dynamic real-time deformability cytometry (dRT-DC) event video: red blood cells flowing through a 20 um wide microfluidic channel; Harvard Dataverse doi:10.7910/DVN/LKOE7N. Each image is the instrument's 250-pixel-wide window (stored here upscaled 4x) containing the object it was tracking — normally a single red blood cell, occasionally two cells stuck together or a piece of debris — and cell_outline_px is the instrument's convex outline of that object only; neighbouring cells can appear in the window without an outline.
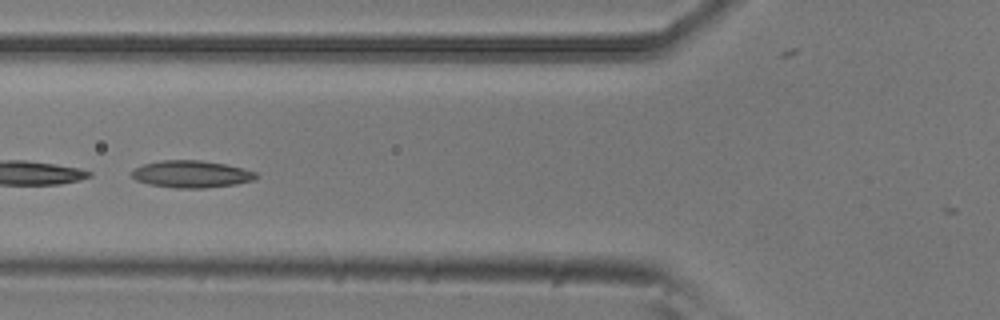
{"species": "common noctule bat (a hibernating species)", "species_latin": "Nyctalus noctula", "temperature_condition": "room temperature", "stored_images_in_passage": 10, "camera_frame_rate_fps": 3000, "um_per_image_px": 0.085, "animal": {"sex": "male", "body_mass_g": 20.5, "forearm_length_mm": 52.5}, "frame": {"image": 1, "passage_image": 2, "time_ms": 0.333, "image_size_px": [1000, 320], "cell_outline_px": [[260, 176], [252, 180], [236, 184], [204, 188], [176, 188], [148, 184], [136, 180], [132, 176], [132, 168], [144, 164], [160, 160], [200, 160], [224, 164], [256, 172]], "centroid_in_image_um": [16.24, 14.8], "position_along_channel_um": 109.6, "area_um2": 19.59}}
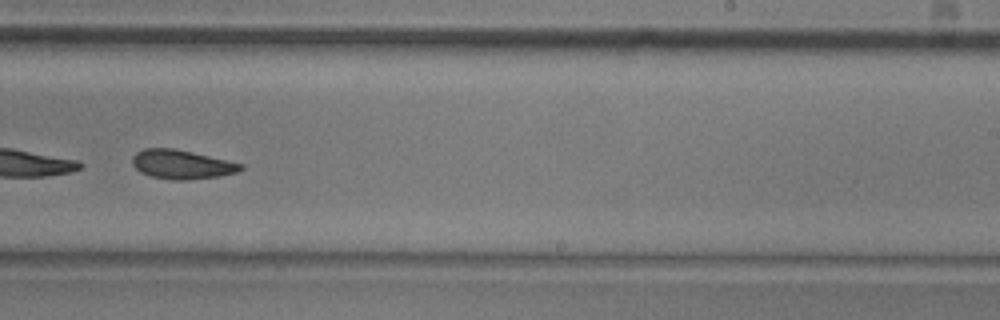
{"frame": {"image": 2, "passage_image": 6, "time_ms": 1.667, "image_size_px": [1000, 320], "cell_outline_px": [[244, 168], [236, 172], [216, 176], [184, 180], [172, 180], [152, 176], [140, 172], [132, 164], [132, 156], [136, 152], [144, 148], [172, 148], [192, 152], [244, 164]], "centroid_in_image_um": [15.41, 13.96], "position_along_channel_um": 273.6, "area_um2": 18.15}}
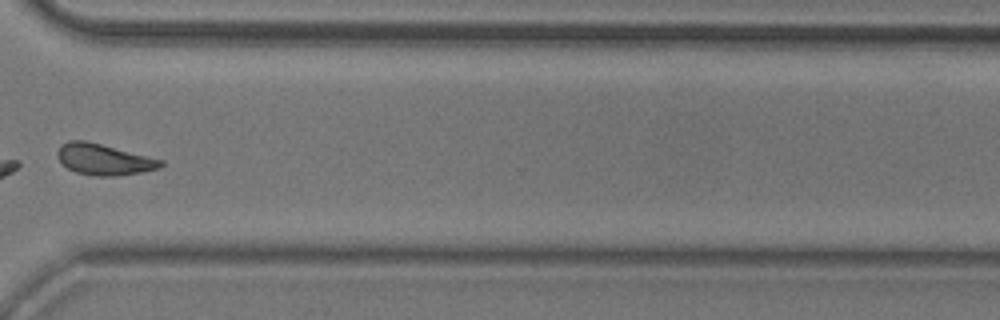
{"frame": {"image": 3, "passage_image": 8, "time_ms": 2.333, "image_size_px": [1000, 320], "cell_outline_px": [[164, 164], [160, 168], [140, 172], [116, 176], [96, 176], [76, 172], [68, 168], [56, 156], [56, 152], [60, 144], [68, 140], [84, 140], [164, 160]], "centroid_in_image_um": [8.81, 13.55], "position_along_channel_um": 361.8, "area_um2": 18.61}}